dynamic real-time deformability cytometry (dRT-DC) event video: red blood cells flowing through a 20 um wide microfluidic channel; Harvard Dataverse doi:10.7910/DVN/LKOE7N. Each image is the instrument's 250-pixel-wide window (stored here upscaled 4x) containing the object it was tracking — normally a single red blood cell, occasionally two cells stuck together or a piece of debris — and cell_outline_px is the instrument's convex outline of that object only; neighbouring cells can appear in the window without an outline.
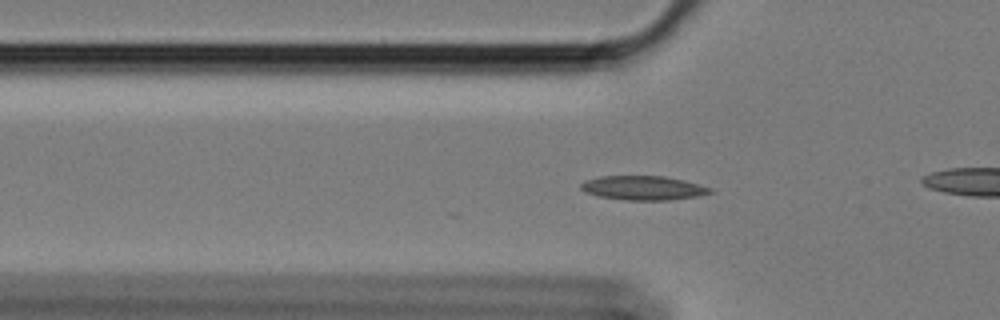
{"species": "Egyptian fruit bat (a non-hibernating species)", "species_latin": "Rousettus aegyptiacus", "temperature_condition": "cold", "stored_images_in_passage": 60, "camera_frame_rate_fps": 3000, "um_per_image_px": 0.085, "animal": {"sex": "female"}, "frame": {"image": 1, "passage_image": 19, "time_ms": 6.0, "image_size_px": [1000, 320], "cell_outline_px": [[712, 192], [700, 196], [668, 200], [624, 200], [600, 196], [584, 192], [580, 188], [580, 184], [584, 180], [600, 176], [664, 176], [684, 180], [712, 188]], "centroid_in_image_um": [54.66, 15.97], "position_along_channel_um": 71.1, "area_um2": 18.26}}
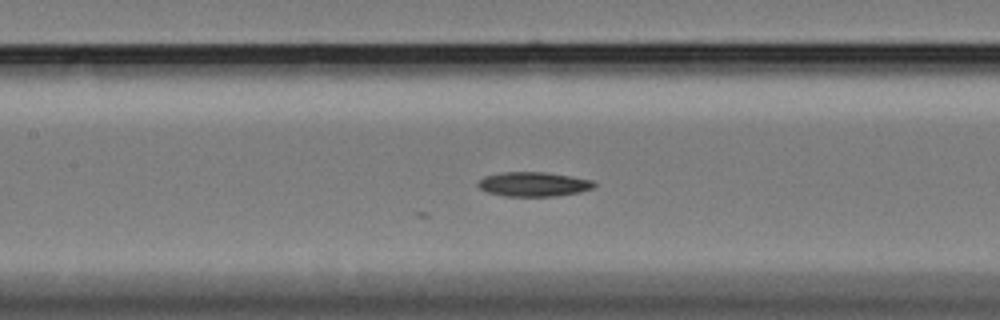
{"frame": {"image": 2, "passage_image": 27, "time_ms": 8.667, "image_size_px": [1000, 320], "cell_outline_px": [[596, 184], [592, 188], [580, 192], [556, 196], [504, 196], [488, 192], [480, 188], [476, 184], [484, 176], [504, 172], [548, 172], [592, 180]], "centroid_in_image_um": [45.35, 15.65], "position_along_channel_um": 162.1, "area_um2": 16.47}}
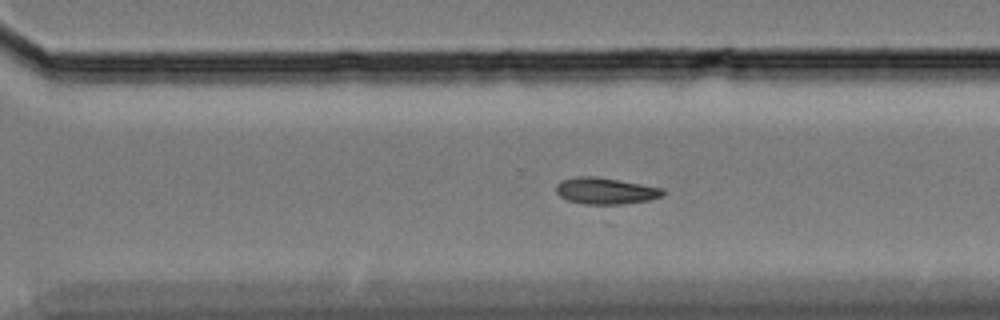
{"frame": {"image": 3, "passage_image": 41, "time_ms": 13.333, "image_size_px": [1000, 320], "cell_outline_px": [[664, 192], [660, 196], [648, 200], [608, 208], [604, 208], [584, 204], [568, 200], [560, 196], [556, 192], [556, 184], [560, 180], [576, 176], [596, 176], [664, 188]], "centroid_in_image_um": [51.44, 16.27], "position_along_channel_um": 319.2, "area_um2": 17.22}}